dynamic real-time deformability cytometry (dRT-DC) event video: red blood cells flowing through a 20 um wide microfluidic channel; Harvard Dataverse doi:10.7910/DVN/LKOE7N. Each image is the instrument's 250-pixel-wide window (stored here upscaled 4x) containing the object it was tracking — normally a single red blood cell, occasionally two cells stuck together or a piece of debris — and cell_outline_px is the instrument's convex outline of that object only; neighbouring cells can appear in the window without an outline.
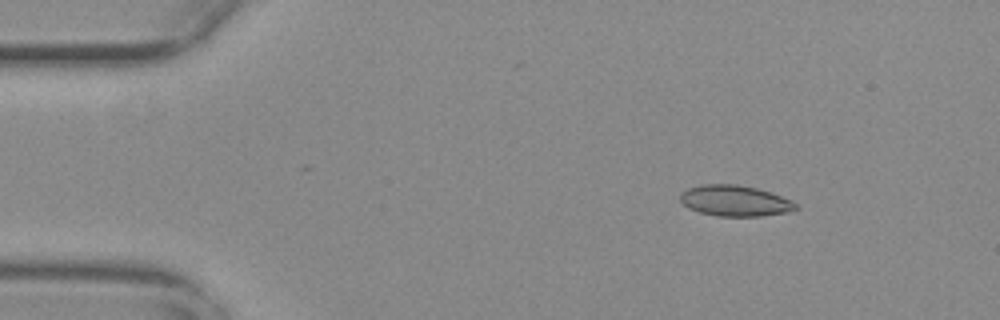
{"species": "common noctule bat (a hibernating species)", "species_latin": "Nyctalus noctula", "temperature_condition": "warm", "stored_images_in_passage": 49, "camera_frame_rate_fps": 3000, "um_per_image_px": 0.085, "animal": {"sex": "female", "body_mass_g": 29.2, "forearm_length_mm": 56.3}, "frame": {"image": 1, "passage_image": 1, "time_ms": 0.0, "image_size_px": [1000, 320], "cell_outline_px": [[800, 208], [792, 212], [760, 216], [716, 216], [700, 212], [688, 208], [680, 200], [680, 192], [688, 188], [700, 184], [736, 184], [756, 188], [772, 192], [792, 200]], "centroid_in_image_um": [62.5, 17.06], "position_along_channel_um": 22.5, "area_um2": 21.1}}
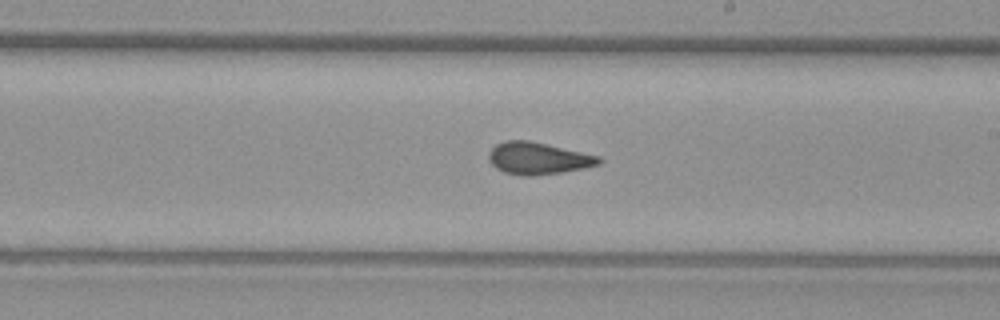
{"frame": {"image": 2, "passage_image": 25, "time_ms": 8.0, "image_size_px": [1000, 320], "cell_outline_px": [[604, 160], [600, 164], [584, 168], [560, 172], [532, 176], [520, 176], [504, 172], [496, 168], [488, 160], [488, 152], [496, 144], [508, 140], [528, 140], [600, 156]], "centroid_in_image_um": [45.73, 13.46], "position_along_channel_um": 243.3, "area_um2": 20.58}}
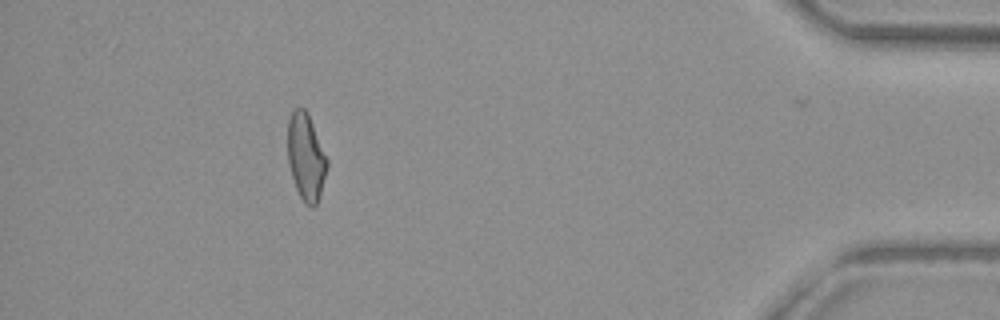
{"frame": {"image": 3, "passage_image": 43, "time_ms": 14.0, "image_size_px": [1000, 320], "cell_outline_px": [[328, 168], [320, 196], [316, 204], [312, 208], [304, 204], [296, 188], [288, 164], [288, 120], [292, 112], [296, 108], [304, 108], [308, 112], [328, 160]], "centroid_in_image_um": [26.02, 13.36], "position_along_channel_um": 409.2, "area_um2": 20.06}, "authors_computed_cell_mechanics": {"area_um2": 20.3456, "velocity_mm_per_s": 3.7616, "shape_relaxation_time_tau1_ms": null, "shape_relaxation_time_tau2_ms": 1.5415, "deformation_change_tau1": null, "deformation_change_tau2": 0.069}}